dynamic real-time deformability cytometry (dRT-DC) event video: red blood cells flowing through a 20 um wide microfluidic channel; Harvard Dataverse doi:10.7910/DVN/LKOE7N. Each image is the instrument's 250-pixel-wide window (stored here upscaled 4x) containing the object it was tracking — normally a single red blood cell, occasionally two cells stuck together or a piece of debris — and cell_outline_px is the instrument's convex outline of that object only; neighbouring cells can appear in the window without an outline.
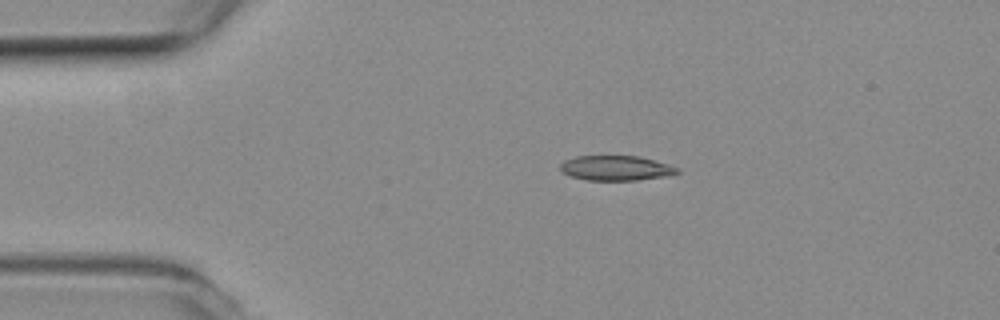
{"species": "common noctule bat (a hibernating species)", "species_latin": "Nyctalus noctula", "temperature_condition": "room temperature", "stored_images_in_passage": 3, "camera_frame_rate_fps": 3000, "um_per_image_px": 0.085, "animal": {"sex": "female", "body_mass_g": 19.3, "forearm_length_mm": 54.1}, "frame": {"image": 1, "passage_image": 1, "time_ms": 0.0, "image_size_px": [1000, 320], "cell_outline_px": [[680, 172], [664, 176], [636, 180], [588, 180], [572, 176], [560, 172], [560, 164], [564, 160], [576, 156], [640, 156], [680, 168]], "centroid_in_image_um": [52.33, 14.28], "position_along_channel_um": 32.7, "area_um2": 16.88}}
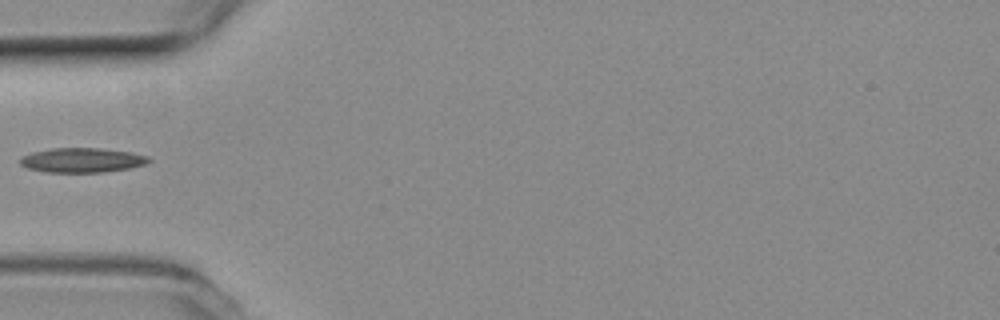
{"frame": {"image": 2, "passage_image": 3, "time_ms": 0.667, "image_size_px": [1000, 320], "cell_outline_px": [[152, 160], [148, 164], [128, 168], [104, 172], [48, 172], [28, 168], [20, 164], [20, 156], [32, 152], [52, 148], [100, 148], [132, 152], [148, 156]], "centroid_in_image_um": [7.0, 13.61], "position_along_channel_um": 78.0, "area_um2": 18.5}}